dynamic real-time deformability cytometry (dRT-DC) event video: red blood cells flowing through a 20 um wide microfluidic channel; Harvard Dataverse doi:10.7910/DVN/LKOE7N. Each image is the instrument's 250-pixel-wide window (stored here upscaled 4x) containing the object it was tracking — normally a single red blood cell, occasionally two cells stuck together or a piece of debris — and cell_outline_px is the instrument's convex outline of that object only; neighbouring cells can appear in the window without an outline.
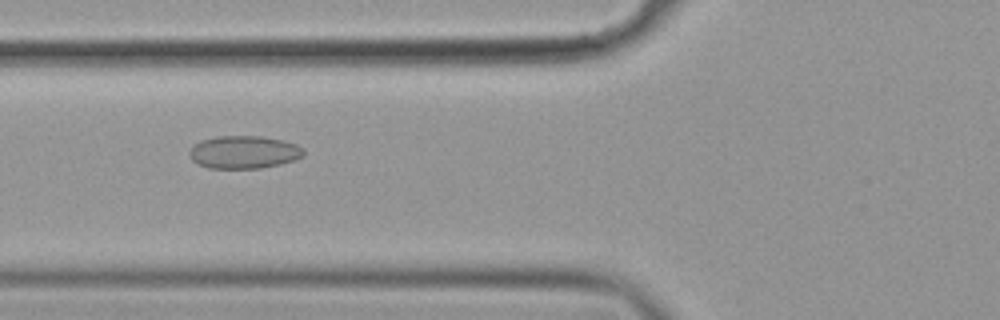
{"species": "common noctule bat (a hibernating species)", "species_latin": "Nyctalus noctula", "temperature_condition": "cold", "stored_images_in_passage": 43, "camera_frame_rate_fps": 3000, "um_per_image_px": 0.085, "animal": {"sex": "female", "body_mass_g": 19.9}, "frame": {"image": 1, "passage_image": 11, "time_ms": 3.333, "image_size_px": [1000, 320], "cell_outline_px": [[304, 156], [280, 164], [260, 168], [208, 168], [196, 164], [188, 156], [188, 152], [200, 140], [216, 136], [260, 136], [284, 140], [296, 144], [304, 148]], "centroid_in_image_um": [20.71, 12.93], "position_along_channel_um": 105.1, "area_um2": 21.96}}
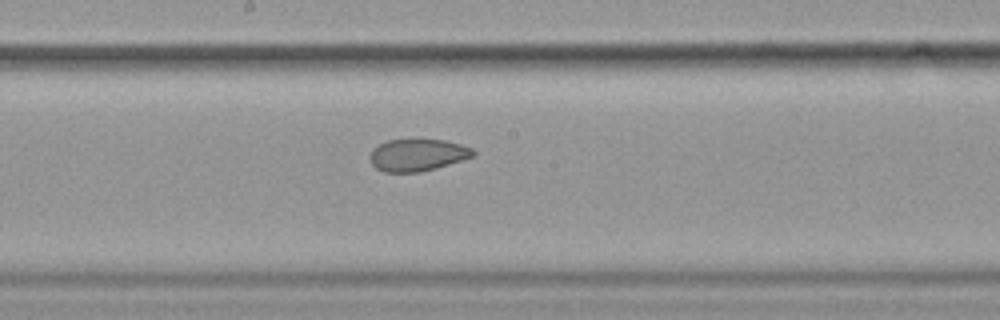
{"frame": {"image": 2, "passage_image": 20, "time_ms": 6.333, "image_size_px": [1000, 320], "cell_outline_px": [[476, 156], [436, 168], [420, 172], [384, 172], [376, 168], [372, 164], [368, 156], [372, 148], [388, 140], [444, 140], [460, 144], [472, 148], [476, 152]], "centroid_in_image_um": [35.49, 13.18], "position_along_channel_um": 212.7, "area_um2": 19.36}}
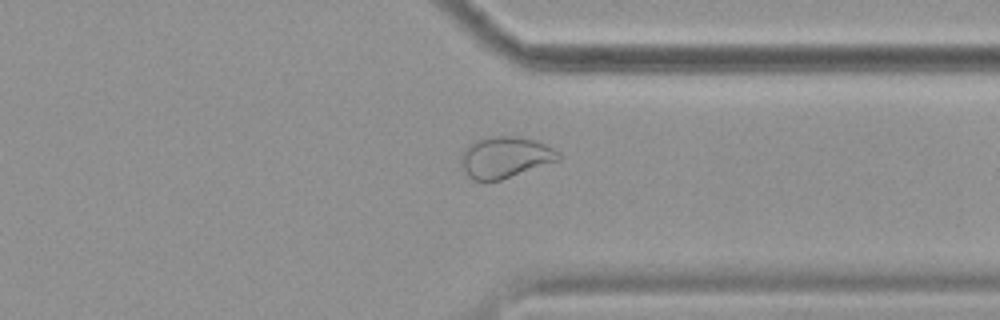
{"frame": {"image": 3, "passage_image": 33, "time_ms": 10.667, "image_size_px": [1000, 320], "cell_outline_px": [[560, 160], [500, 180], [472, 180], [468, 176], [460, 164], [460, 156], [464, 148], [472, 140], [492, 136], [516, 136], [532, 140], [544, 144], [560, 152]], "centroid_in_image_um": [42.89, 13.36], "position_along_channel_um": 368.5, "area_um2": 23.47}, "authors_computed_cell_mechanics": {"area_um2": 21.964, "velocity_mm_per_s": 3.5872, "shape_relaxation_time_tau1_ms": null, "shape_relaxation_time_tau2_ms": 1.3941, "deformation_change_tau1": null, "deformation_change_tau2": 0.0484}}